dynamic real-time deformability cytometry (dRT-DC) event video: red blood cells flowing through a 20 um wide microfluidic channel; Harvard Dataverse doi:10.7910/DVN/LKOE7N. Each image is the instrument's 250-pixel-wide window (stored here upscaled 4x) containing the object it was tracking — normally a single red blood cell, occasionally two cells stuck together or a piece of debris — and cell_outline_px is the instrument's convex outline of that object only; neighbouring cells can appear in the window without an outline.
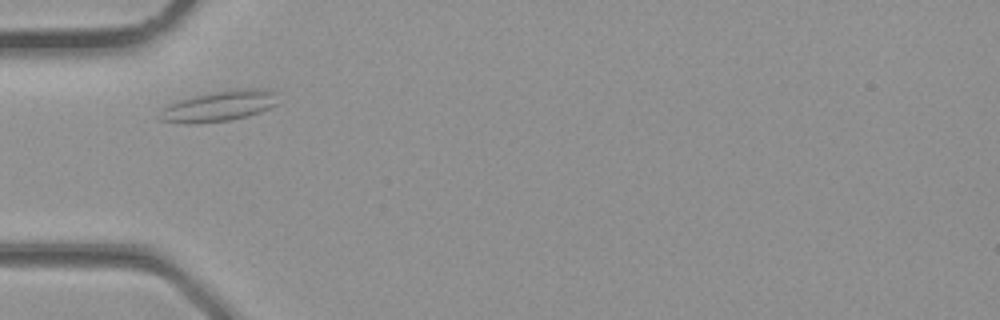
{"species": "common noctule bat (a hibernating species)", "species_latin": "Nyctalus noctula", "temperature_condition": "room temperature", "stored_images_in_passage": 25, "camera_frame_rate_fps": 3000, "um_per_image_px": 0.085, "animal": {"sex": "male", "body_mass_g": 23.1, "forearm_length_mm": 52.7}, "frame": {"image": 1, "passage_image": 1, "time_ms": 0.0, "image_size_px": [1000, 320], "cell_outline_px": [[276, 104], [260, 112], [248, 116], [228, 120], [196, 124], [184, 124], [160, 120], [160, 108], [176, 100], [192, 96], [240, 88], [268, 88], [276, 92]], "centroid_in_image_um": [18.59, 9.01], "position_along_channel_um": 66.4, "area_um2": 21.27}}
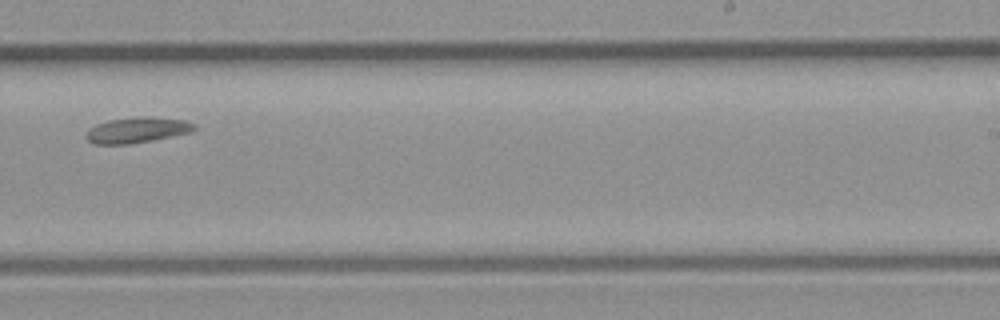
{"frame": {"image": 2, "passage_image": 12, "time_ms": 3.667, "image_size_px": [1000, 320], "cell_outline_px": [[196, 128], [188, 132], [128, 144], [96, 144], [88, 140], [84, 136], [88, 128], [96, 124], [108, 120], [136, 116], [148, 116], [184, 120], [196, 124]], "centroid_in_image_um": [11.58, 11.03], "position_along_channel_um": 277.4, "area_um2": 15.95}}
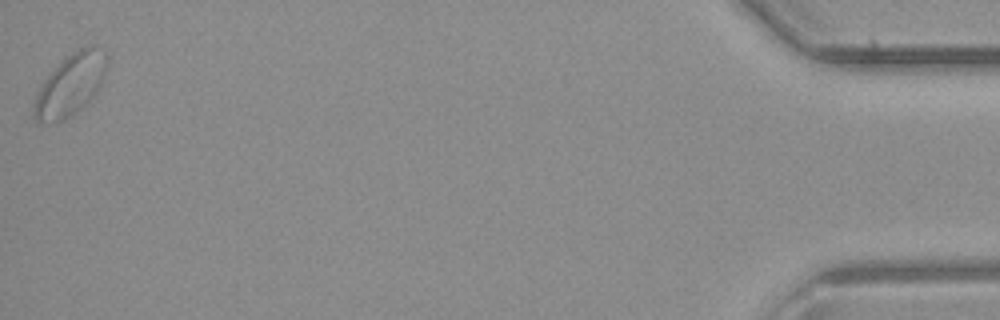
{"frame": {"image": 3, "passage_image": 25, "time_ms": 8.0, "image_size_px": [1000, 320], "cell_outline_px": [[108, 68], [104, 80], [100, 88], [84, 104], [68, 116], [60, 120], [48, 124], [36, 124], [32, 116], [32, 112], [36, 96], [40, 84], [72, 52], [88, 44], [92, 44], [108, 52]], "centroid_in_image_um": [6.01, 7.19], "position_along_channel_um": 429.2, "area_um2": 26.3}}